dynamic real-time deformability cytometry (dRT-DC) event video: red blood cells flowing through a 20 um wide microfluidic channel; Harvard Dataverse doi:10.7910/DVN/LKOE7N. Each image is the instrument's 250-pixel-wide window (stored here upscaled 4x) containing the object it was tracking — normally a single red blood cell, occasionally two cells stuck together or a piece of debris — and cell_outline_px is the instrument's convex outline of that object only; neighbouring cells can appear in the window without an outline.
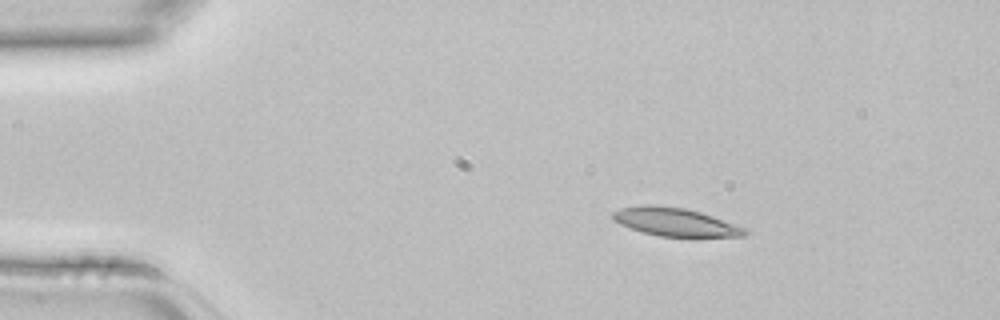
{"species": "common noctule bat (a hibernating species)", "species_latin": "Nyctalus noctula", "temperature_condition": "room temperature", "stored_images_in_passage": 2, "camera_frame_rate_fps": 3000, "um_per_image_px": 0.085, "animal": {"sex": "female", "body_mass_g": 22.7, "forearm_length_mm": 54.2}, "frame": {"image": 1, "passage_image": 1, "time_ms": 0.0, "image_size_px": [1000, 320], "cell_outline_px": [[752, 232], [744, 236], [660, 236], [644, 232], [620, 224], [612, 220], [612, 212], [620, 208], [644, 204], [652, 204], [684, 208], [700, 212], [748, 228]], "centroid_in_image_um": [57.41, 18.86], "position_along_channel_um": 27.6, "area_um2": 21.68}}